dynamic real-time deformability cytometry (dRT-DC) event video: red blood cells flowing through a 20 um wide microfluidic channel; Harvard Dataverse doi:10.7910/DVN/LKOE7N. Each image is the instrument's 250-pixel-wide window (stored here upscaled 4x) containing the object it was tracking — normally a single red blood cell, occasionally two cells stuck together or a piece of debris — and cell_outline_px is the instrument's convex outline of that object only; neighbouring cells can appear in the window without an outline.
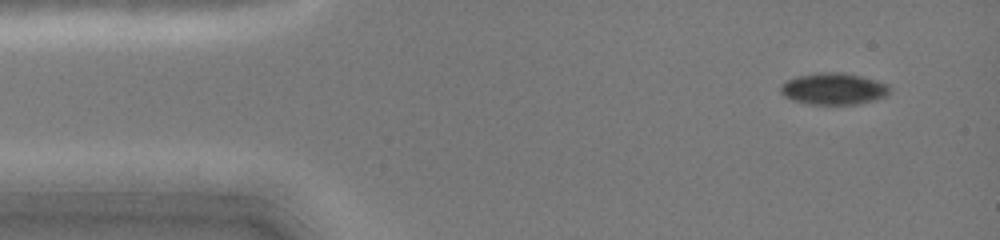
{"species": "common noctule bat (a hibernating species)", "species_latin": "Nyctalus noctula", "temperature_condition": "cold", "stored_images_in_passage": 44, "camera_frame_rate_fps": 3000, "um_per_image_px": 0.085, "animal": {"sex": "female", "body_mass_g": 19.0, "forearm_length_mm": 51.5}, "frame": {"image": 1, "passage_image": 1, "time_ms": 0.0, "image_size_px": [1000, 240], "cell_outline_px": [[892, 88], [884, 96], [872, 100], [856, 104], [808, 104], [792, 100], [784, 96], [780, 92], [780, 84], [796, 76], [816, 72], [844, 72], [860, 76], [888, 84]], "centroid_in_image_um": [70.8, 7.54], "position_along_channel_um": 14.2, "area_um2": 20.11}}
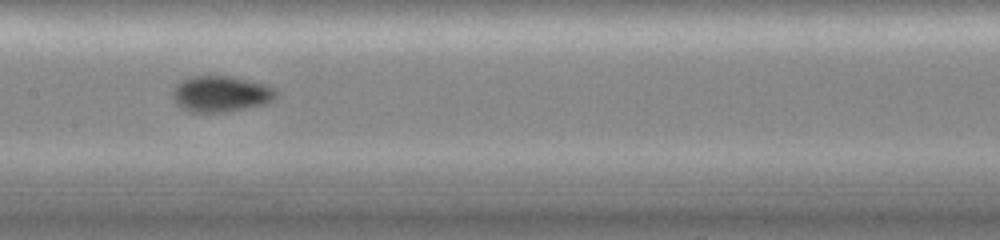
{"frame": {"image": 2, "passage_image": 20, "time_ms": 6.333, "image_size_px": [1000, 240], "cell_outline_px": [[280, 92], [272, 100], [260, 104], [244, 108], [224, 112], [192, 112], [176, 104], [172, 96], [172, 88], [180, 80], [188, 76], [232, 76], [268, 84], [276, 88]], "centroid_in_image_um": [18.76, 7.95], "position_along_channel_um": 188.6, "area_um2": 21.91}}
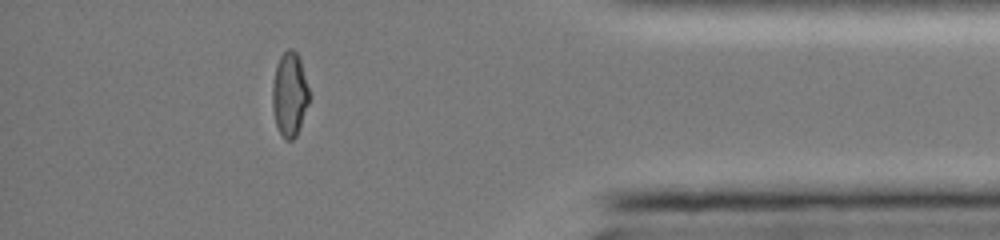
{"frame": {"image": 3, "passage_image": 38, "time_ms": 12.333, "image_size_px": [1000, 240], "cell_outline_px": [[308, 104], [296, 136], [292, 140], [284, 140], [276, 124], [272, 104], [272, 84], [276, 64], [280, 56], [288, 48], [292, 48], [300, 56], [308, 88]], "centroid_in_image_um": [24.6, 7.98], "position_along_channel_um": 410.6, "area_um2": 17.98}, "authors_computed_cell_mechanics": {"area_um2": 20.1144, "velocity_mm_per_s": 4.0947, "shape_relaxation_time_tau1_ms": null, "shape_relaxation_time_tau2_ms": 0.909, "deformation_change_tau1": null, "deformation_change_tau2": 0.0299}}